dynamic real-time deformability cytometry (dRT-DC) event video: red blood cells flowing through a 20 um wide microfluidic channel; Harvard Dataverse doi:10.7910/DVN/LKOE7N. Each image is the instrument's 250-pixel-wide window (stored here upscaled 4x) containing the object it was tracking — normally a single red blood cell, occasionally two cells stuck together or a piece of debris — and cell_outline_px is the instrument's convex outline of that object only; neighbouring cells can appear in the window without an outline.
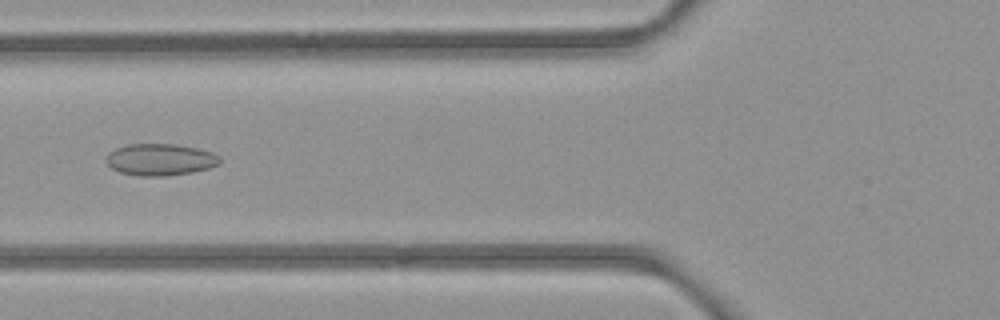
{"species": "common noctule bat (a hibernating species)", "species_latin": "Nyctalus noctula", "temperature_condition": "room temperature", "stored_images_in_passage": 34, "camera_frame_rate_fps": 3000, "um_per_image_px": 0.085, "animal": {"sex": "female", "body_mass_g": 21.9}, "frame": {"image": 1, "passage_image": 6, "time_ms": 1.667, "image_size_px": [1000, 320], "cell_outline_px": [[220, 164], [208, 168], [192, 172], [164, 176], [136, 176], [120, 172], [112, 168], [104, 160], [108, 152], [116, 148], [128, 144], [176, 144], [196, 148], [212, 152], [220, 156]], "centroid_in_image_um": [13.6, 13.56], "position_along_channel_um": 112.2, "area_um2": 21.15}}
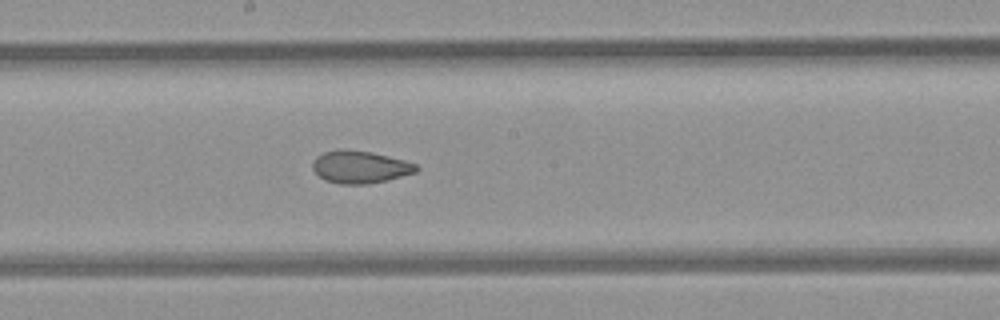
{"frame": {"image": 2, "passage_image": 14, "time_ms": 4.333, "image_size_px": [1000, 320], "cell_outline_px": [[420, 168], [416, 172], [388, 180], [368, 184], [340, 184], [324, 180], [312, 168], [312, 160], [316, 156], [324, 152], [340, 148], [344, 148], [372, 152], [404, 160], [416, 164]], "centroid_in_image_um": [30.59, 14.18], "position_along_channel_um": 217.6, "area_um2": 19.83}}
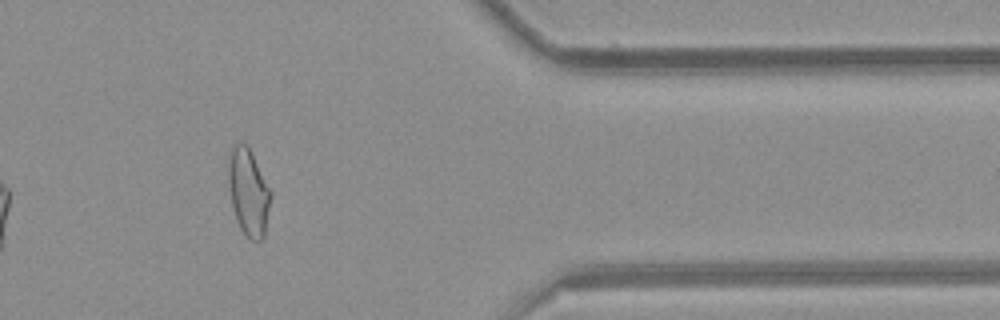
{"frame": {"image": 3, "passage_image": 29, "time_ms": 9.333, "image_size_px": [1000, 320], "cell_outline_px": [[272, 196], [264, 236], [260, 240], [252, 240], [240, 228], [236, 220], [232, 204], [228, 180], [228, 156], [232, 148], [240, 140], [248, 144], [272, 192]], "centroid_in_image_um": [21.13, 16.27], "position_along_channel_um": 390.3, "area_um2": 21.62}, "authors_computed_cell_mechanics": {"area_um2": 19.9699, "velocity_mm_per_s": 3.929, "shape_relaxation_time_tau1_ms": null, "shape_relaxation_time_tau2_ms": 1.9782, "deformation_change_tau1": null, "deformation_change_tau2": 0.0761}}